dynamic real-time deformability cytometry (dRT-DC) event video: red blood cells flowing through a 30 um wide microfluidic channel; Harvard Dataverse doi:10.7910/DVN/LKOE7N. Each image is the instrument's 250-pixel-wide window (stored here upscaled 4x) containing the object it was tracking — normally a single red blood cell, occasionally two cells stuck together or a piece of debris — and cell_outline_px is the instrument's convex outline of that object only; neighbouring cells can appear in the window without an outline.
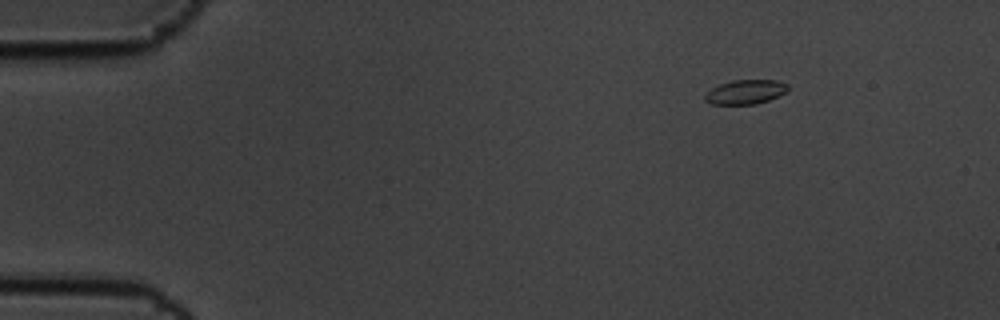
{"species": "common noctule bat (a hibernating species)", "species_latin": "Nyctalus noctula", "temperature_condition": "cold", "stored_images_in_passage": 5, "camera_frame_rate_fps": 3000, "um_per_image_px": 0.085, "animal": {"sex": "male", "body_mass_g": 19.5, "forearm_length_mm": 54.6}, "frame": {"image": 1, "passage_image": 1, "time_ms": 0.0, "image_size_px": [1000, 320], "cell_outline_px": [[788, 88], [784, 92], [768, 100], [756, 104], [712, 104], [704, 100], [704, 96], [712, 88], [720, 84], [732, 80], [776, 80], [788, 84]], "centroid_in_image_um": [63.34, 7.81], "position_along_channel_um": 21.7, "area_um2": 11.56}}